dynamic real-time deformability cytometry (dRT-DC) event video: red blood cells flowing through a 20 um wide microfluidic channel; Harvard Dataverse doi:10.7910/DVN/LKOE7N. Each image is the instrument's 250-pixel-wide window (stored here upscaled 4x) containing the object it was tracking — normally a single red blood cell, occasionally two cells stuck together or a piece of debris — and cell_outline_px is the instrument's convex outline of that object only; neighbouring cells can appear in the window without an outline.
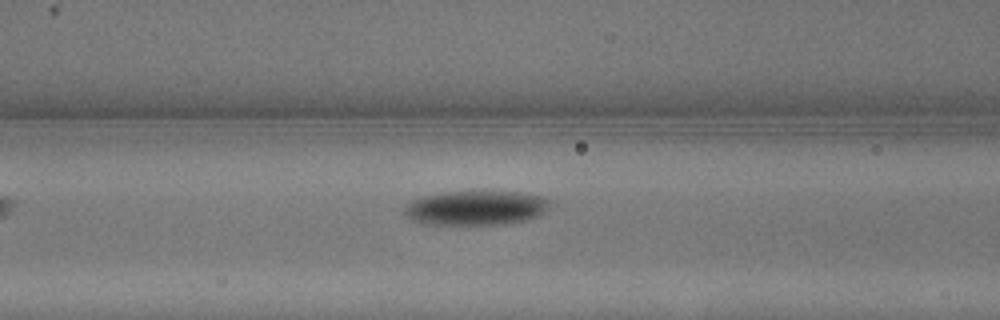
{"species": "common noctule bat (a hibernating species)", "species_latin": "Nyctalus noctula", "temperature_condition": "warm", "stored_images_in_passage": 5, "camera_frame_rate_fps": 3000, "um_per_image_px": 0.085, "animal": {"sex": "male", "body_mass_g": 13.3}, "frame": {"image": 1, "passage_image": 4, "time_ms": 1.0, "image_size_px": [1000, 320], "cell_outline_px": [[548, 208], [544, 212], [536, 216], [524, 220], [500, 224], [428, 224], [412, 220], [404, 212], [404, 208], [412, 200], [420, 196], [440, 192], [520, 192], [544, 196], [548, 200]], "centroid_in_image_um": [40.42, 17.66], "position_along_channel_um": 126.2, "area_um2": 28.9}}